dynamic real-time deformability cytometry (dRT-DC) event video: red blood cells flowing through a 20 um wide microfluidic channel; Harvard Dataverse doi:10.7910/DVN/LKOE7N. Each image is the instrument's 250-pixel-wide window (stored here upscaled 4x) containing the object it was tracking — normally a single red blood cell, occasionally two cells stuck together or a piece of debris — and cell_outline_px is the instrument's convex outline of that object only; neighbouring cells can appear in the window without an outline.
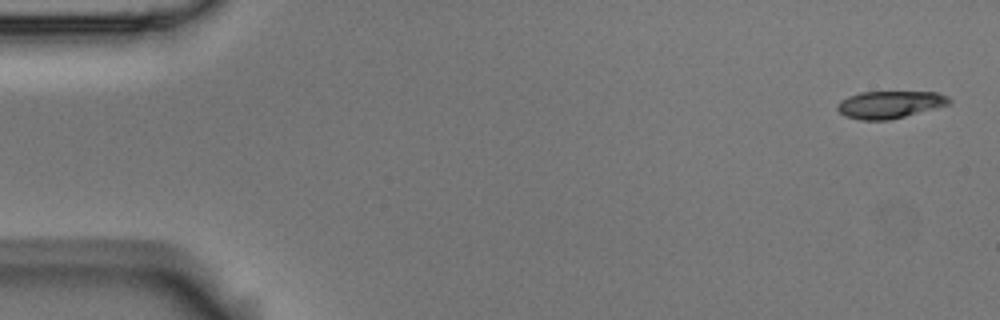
{"species": "Egyptian fruit bat (a non-hibernating species)", "species_latin": "Rousettus aegyptiacus", "temperature_condition": "room temperature", "stored_images_in_passage": 6, "camera_frame_rate_fps": 3000, "um_per_image_px": 0.085, "animal": {"sex": "male"}, "frame": {"image": 1, "passage_image": 1, "time_ms": 0.0, "image_size_px": [1000, 320], "cell_outline_px": [[952, 100], [948, 104], [904, 116], [888, 120], [860, 120], [844, 116], [836, 108], [836, 104], [840, 100], [848, 96], [860, 92], [936, 92], [948, 96]], "centroid_in_image_um": [75.57, 8.88], "position_along_channel_um": 9.4, "area_um2": 17.69}}
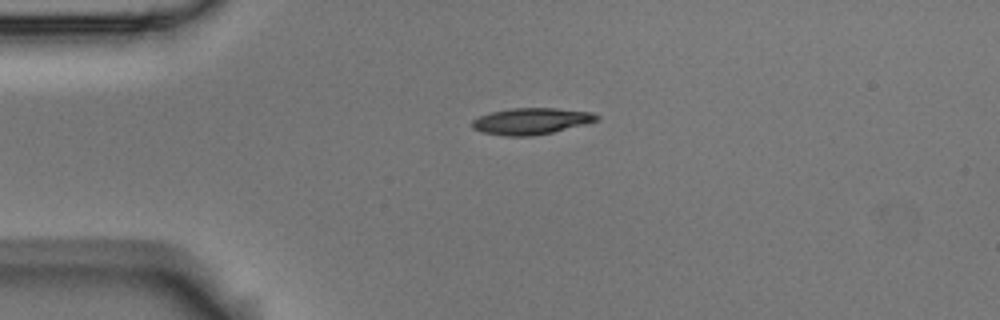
{"frame": {"image": 2, "passage_image": 4, "time_ms": 1.0, "image_size_px": [1000, 320], "cell_outline_px": [[600, 120], [588, 124], [552, 132], [532, 136], [504, 136], [480, 132], [472, 128], [472, 120], [480, 116], [492, 112], [512, 108], [556, 108], [592, 112], [600, 116]], "centroid_in_image_um": [45.19, 10.3], "position_along_channel_um": 39.8, "area_um2": 19.36}}
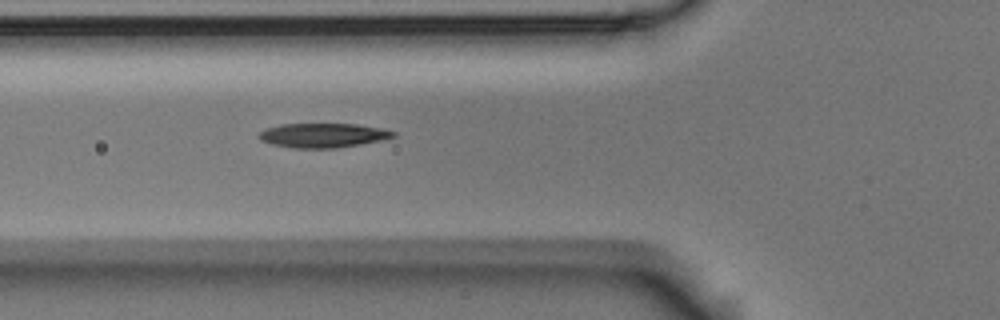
{"frame": {"image": 3, "passage_image": 6, "time_ms": 1.667, "image_size_px": [1000, 320], "cell_outline_px": [[396, 136], [380, 140], [360, 144], [336, 148], [292, 148], [272, 144], [260, 140], [256, 136], [260, 132], [268, 128], [280, 124], [356, 124], [380, 128], [396, 132]], "centroid_in_image_um": [27.42, 11.5], "position_along_channel_um": 98.4, "area_um2": 18.96}}